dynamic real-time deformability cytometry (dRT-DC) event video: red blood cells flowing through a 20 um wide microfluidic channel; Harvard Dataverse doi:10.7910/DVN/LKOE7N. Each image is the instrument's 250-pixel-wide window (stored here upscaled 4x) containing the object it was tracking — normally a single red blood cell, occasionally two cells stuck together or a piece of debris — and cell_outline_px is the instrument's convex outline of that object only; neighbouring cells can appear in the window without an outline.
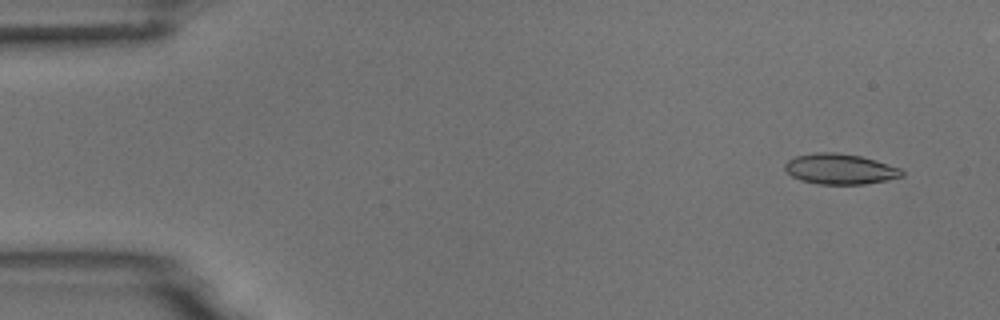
{"species": "common noctule bat (a hibernating species)", "species_latin": "Nyctalus noctula", "temperature_condition": "room temperature", "stored_images_in_passage": 55, "camera_frame_rate_fps": 3000, "um_per_image_px": 0.085, "animal": {"sex": "male", "body_mass_g": 18.8}, "frame": {"image": 1, "passage_image": 4, "time_ms": 1.0, "image_size_px": [1000, 320], "cell_outline_px": [[904, 176], [888, 180], [864, 184], [820, 184], [800, 180], [792, 176], [784, 168], [784, 164], [788, 160], [796, 156], [816, 152], [836, 152], [860, 156], [876, 160], [900, 168], [904, 172]], "centroid_in_image_um": [71.41, 14.36], "position_along_channel_um": 13.6, "area_um2": 20.81}}
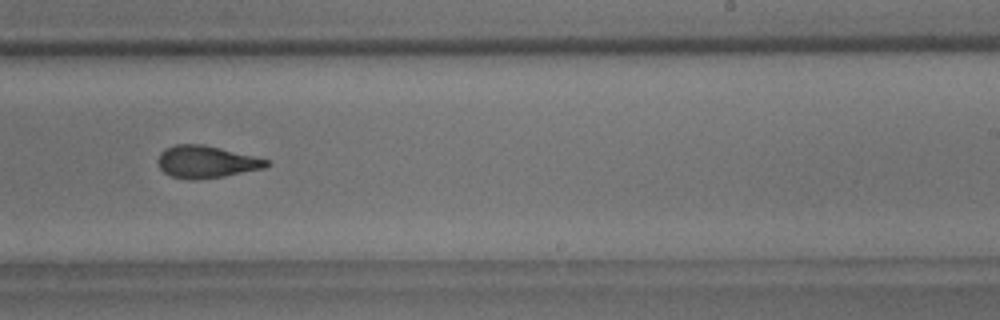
{"frame": {"image": 2, "passage_image": 34, "time_ms": 11.0, "image_size_px": [1000, 320], "cell_outline_px": [[272, 164], [264, 168], [224, 176], [196, 180], [188, 180], [172, 176], [164, 172], [160, 168], [156, 160], [160, 152], [164, 148], [176, 144], [204, 144], [268, 160]], "centroid_in_image_um": [17.49, 13.76], "position_along_channel_um": 271.5, "area_um2": 20.4}}
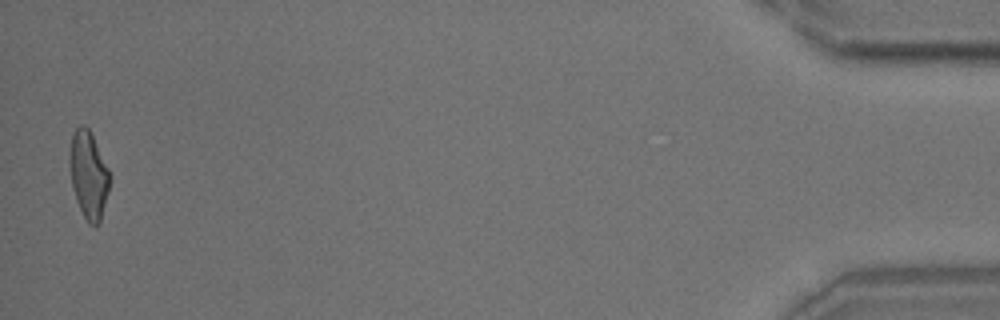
{"frame": {"image": 3, "passage_image": 54, "time_ms": 17.667, "image_size_px": [1000, 320], "cell_outline_px": [[112, 176], [108, 192], [100, 220], [96, 228], [88, 224], [76, 200], [72, 188], [68, 160], [68, 152], [72, 136], [76, 128], [80, 124], [84, 124], [88, 128]], "centroid_in_image_um": [7.51, 14.87], "position_along_channel_um": 427.7, "area_um2": 20.58}, "authors_computed_cell_mechanics": {"area_um2": 20.6924, "velocity_mm_per_s": 3.7054, "shape_relaxation_time_tau1_ms": 6.3019, "shape_relaxation_time_tau2_ms": 2.5937, "deformation_change_tau1": 0.1828, "deformation_change_tau2": 0.1041}}